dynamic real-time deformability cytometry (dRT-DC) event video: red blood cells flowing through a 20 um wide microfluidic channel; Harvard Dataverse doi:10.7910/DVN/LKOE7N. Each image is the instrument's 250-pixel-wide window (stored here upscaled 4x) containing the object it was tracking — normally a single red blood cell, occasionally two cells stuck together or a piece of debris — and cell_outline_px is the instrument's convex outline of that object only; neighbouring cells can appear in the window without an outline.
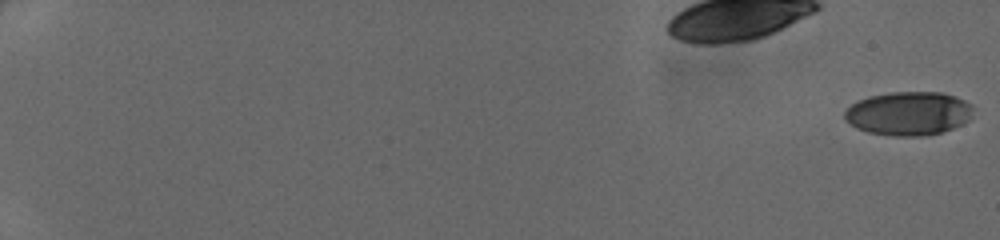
{"species": "human", "species_latin": "Homo sapiens", "temperature_condition": "cold", "stored_images_in_passage": 50, "camera_frame_rate_fps": 3000, "um_per_image_px": 0.085, "donor": {"sex": "female"}, "frame": {"image": 1, "passage_image": 1, "time_ms": 0.0, "image_size_px": [1000, 240], "cell_outline_px": [[972, 116], [968, 120], [952, 128], [940, 132], [924, 136], [896, 136], [868, 132], [856, 128], [844, 120], [844, 112], [852, 104], [868, 96], [892, 92], [940, 92], [964, 100], [972, 108]], "centroid_in_image_um": [77.19, 9.65], "position_along_channel_um": 7.8, "area_um2": 32.48}}
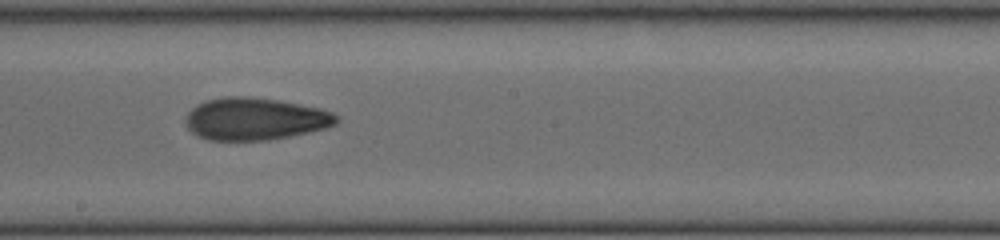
{"frame": {"image": 2, "passage_image": 32, "time_ms": 10.333, "image_size_px": [1000, 240], "cell_outline_px": [[340, 120], [336, 124], [324, 128], [308, 132], [268, 140], [208, 140], [192, 132], [188, 128], [184, 120], [188, 112], [196, 104], [204, 100], [224, 96], [248, 96], [280, 100], [320, 108], [332, 112], [340, 116]], "centroid_in_image_um": [21.67, 10.09], "position_along_channel_um": 226.5, "area_um2": 37.4}}
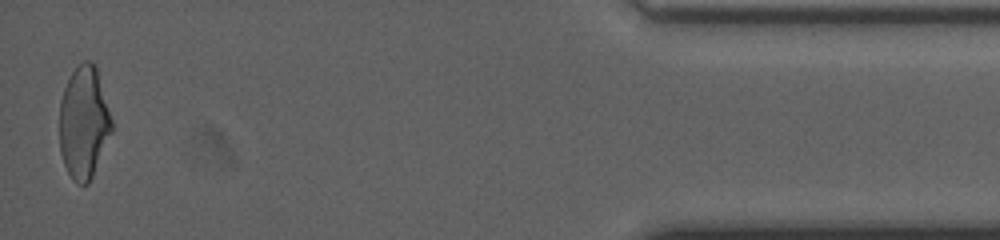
{"frame": {"image": 3, "passage_image": 50, "time_ms": 16.333, "image_size_px": [1000, 240], "cell_outline_px": [[112, 132], [92, 176], [88, 184], [76, 184], [72, 180], [64, 164], [60, 152], [60, 100], [64, 88], [72, 72], [84, 60], [92, 60], [96, 64], [112, 120]], "centroid_in_image_um": [7.13, 10.41], "position_along_channel_um": 428.1, "area_um2": 34.22}}